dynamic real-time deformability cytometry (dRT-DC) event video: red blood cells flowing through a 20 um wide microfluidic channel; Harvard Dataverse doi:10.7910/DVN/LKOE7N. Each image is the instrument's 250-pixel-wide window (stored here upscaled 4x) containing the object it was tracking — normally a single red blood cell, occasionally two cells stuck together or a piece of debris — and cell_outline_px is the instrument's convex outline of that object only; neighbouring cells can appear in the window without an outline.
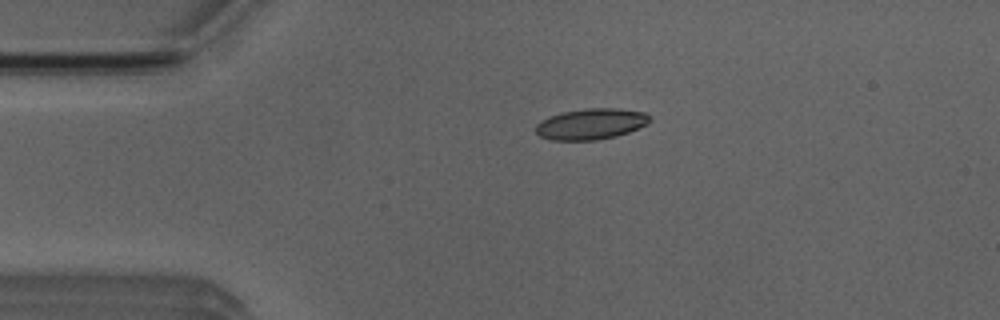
{"species": "Egyptian fruit bat (a non-hibernating species)", "species_latin": "Rousettus aegyptiacus", "temperature_condition": "room temperature", "stored_images_in_passage": 4, "camera_frame_rate_fps": 3000, "um_per_image_px": 0.085, "animal": {"sex": "male"}, "frame": {"image": 1, "passage_image": 3, "time_ms": 3.0, "image_size_px": [1000, 320], "cell_outline_px": [[652, 120], [628, 132], [616, 136], [596, 140], [552, 140], [540, 136], [536, 132], [536, 124], [540, 120], [548, 116], [564, 112], [588, 108], [616, 108], [644, 112], [652, 116]], "centroid_in_image_um": [50.22, 10.53], "position_along_channel_um": 34.8, "area_um2": 20.46}}